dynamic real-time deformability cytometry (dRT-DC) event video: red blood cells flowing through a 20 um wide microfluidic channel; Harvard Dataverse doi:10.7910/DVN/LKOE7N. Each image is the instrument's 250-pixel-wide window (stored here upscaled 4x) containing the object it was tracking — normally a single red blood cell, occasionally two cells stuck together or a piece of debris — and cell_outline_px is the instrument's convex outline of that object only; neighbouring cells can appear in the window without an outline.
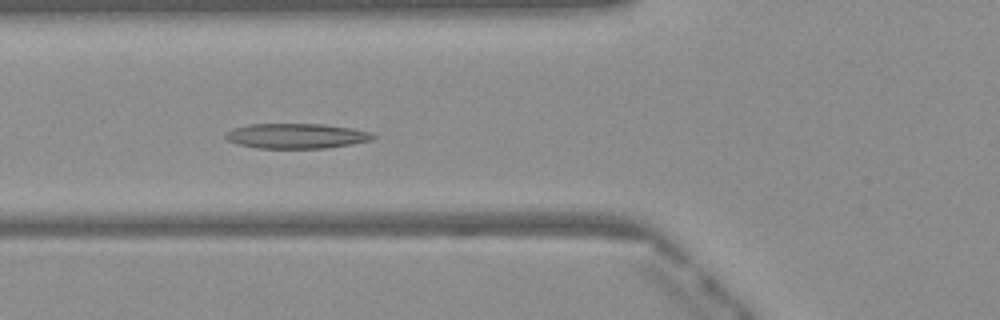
{"species": "Egyptian fruit bat (a non-hibernating species)", "species_latin": "Rousettus aegyptiacus", "temperature_condition": "warm", "stored_images_in_passage": 50, "camera_frame_rate_fps": 3000, "um_per_image_px": 0.085, "frame": {"image": 1, "passage_image": 19, "time_ms": 6.0, "image_size_px": [1000, 320], "cell_outline_px": [[376, 136], [372, 140], [352, 144], [328, 148], [256, 148], [236, 144], [228, 140], [224, 136], [228, 132], [236, 128], [248, 124], [324, 124], [352, 128], [372, 132]], "centroid_in_image_um": [25.23, 11.56], "position_along_channel_um": 100.6, "area_um2": 21.56}}
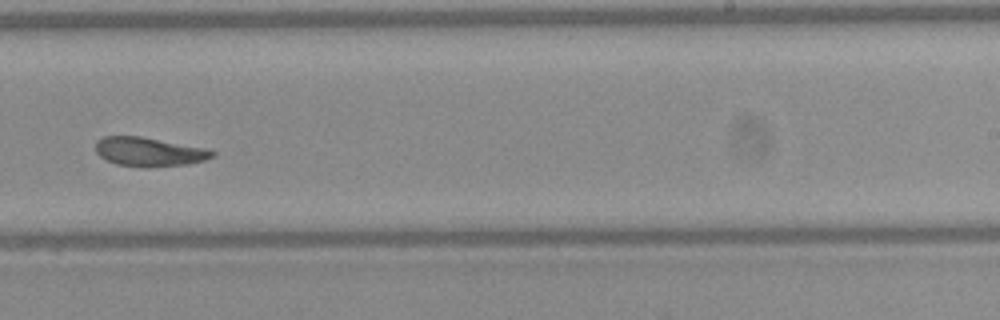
{"frame": {"image": 2, "passage_image": 32, "time_ms": 10.333, "image_size_px": [1000, 320], "cell_outline_px": [[216, 152], [212, 156], [204, 160], [188, 164], [148, 168], [116, 164], [100, 156], [96, 152], [96, 140], [104, 136], [140, 136], [204, 148]], "centroid_in_image_um": [12.64, 12.91], "position_along_channel_um": 276.4, "area_um2": 19.59}}
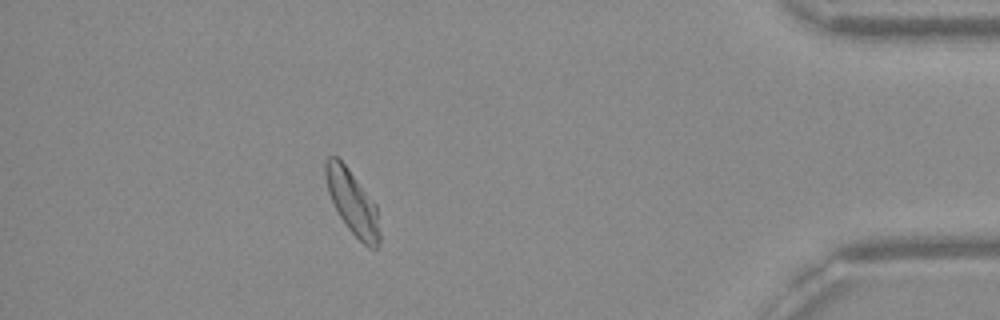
{"frame": {"image": 3, "passage_image": 45, "time_ms": 14.667, "image_size_px": [1000, 320], "cell_outline_px": [[380, 244], [376, 248], [368, 248], [348, 228], [340, 216], [328, 192], [324, 176], [324, 160], [328, 156], [336, 156], [348, 168], [376, 204], [380, 232]], "centroid_in_image_um": [29.95, 17.19], "position_along_channel_um": 405.2, "area_um2": 20.11}, "authors_computed_cell_mechanics": {"area_um2": 20.7791, "velocity_mm_per_s": 4.0472, "shape_relaxation_time_tau1_ms": null, "shape_relaxation_time_tau2_ms": 3.7896, "deformation_change_tau1": null, "deformation_change_tau2": 0.1113}}